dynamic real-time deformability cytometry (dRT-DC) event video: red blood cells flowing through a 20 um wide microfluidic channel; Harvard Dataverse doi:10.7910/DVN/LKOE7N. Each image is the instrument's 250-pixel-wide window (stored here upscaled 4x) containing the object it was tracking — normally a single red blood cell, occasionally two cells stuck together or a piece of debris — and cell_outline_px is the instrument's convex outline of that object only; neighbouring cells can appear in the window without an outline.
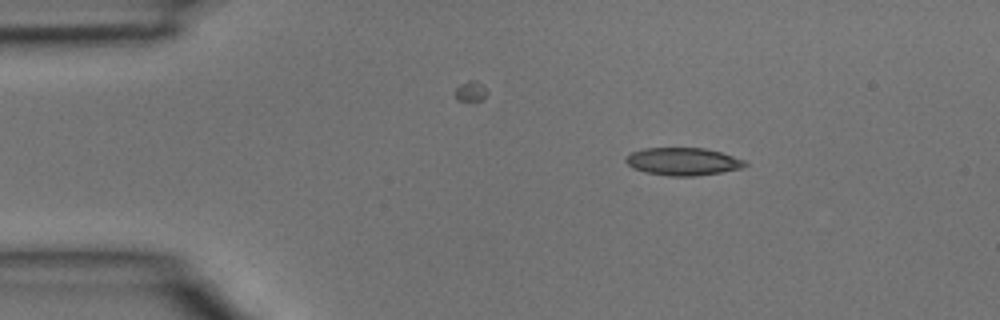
{"species": "common noctule bat (a hibernating species)", "species_latin": "Nyctalus noctula", "temperature_condition": "room temperature", "stored_images_in_passage": 3, "camera_frame_rate_fps": 3000, "um_per_image_px": 0.085, "animal": {"sex": "male", "body_mass_g": 15.6}, "frame": {"image": 1, "passage_image": 1, "time_ms": 0.0, "image_size_px": [1000, 320], "cell_outline_px": [[748, 164], [740, 168], [720, 172], [696, 176], [668, 176], [644, 172], [632, 168], [624, 160], [624, 156], [632, 152], [644, 148], [704, 148], [720, 152], [744, 160]], "centroid_in_image_um": [57.99, 13.73], "position_along_channel_um": 27.0, "area_um2": 19.19}}
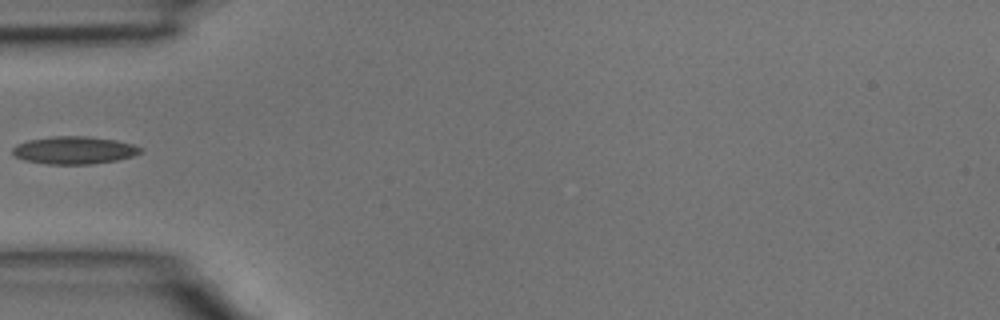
{"frame": {"image": 2, "passage_image": 3, "time_ms": 0.667, "image_size_px": [1000, 320], "cell_outline_px": [[144, 152], [132, 156], [116, 160], [92, 164], [48, 164], [24, 160], [16, 156], [12, 152], [12, 148], [16, 144], [28, 140], [52, 136], [88, 136], [116, 140], [132, 144], [144, 148]], "centroid_in_image_um": [6.32, 12.76], "position_along_channel_um": 78.7, "area_um2": 20.69}}